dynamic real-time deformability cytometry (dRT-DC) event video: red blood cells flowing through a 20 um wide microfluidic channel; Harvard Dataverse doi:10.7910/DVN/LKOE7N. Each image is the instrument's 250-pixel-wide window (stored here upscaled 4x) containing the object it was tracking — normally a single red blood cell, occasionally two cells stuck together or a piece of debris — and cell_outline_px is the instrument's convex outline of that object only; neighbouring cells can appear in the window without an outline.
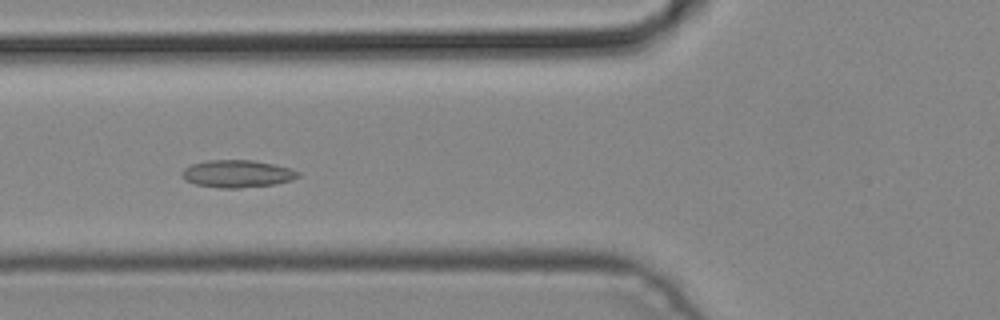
{"species": "common noctule bat (a hibernating species)", "species_latin": "Nyctalus noctula", "temperature_condition": "cold", "stored_images_in_passage": 4, "camera_frame_rate_fps": 3000, "um_per_image_px": 0.085, "animal": {"sex": "male", "body_mass_g": 19.2, "forearm_length_mm": 51.8}, "frame": {"image": 1, "passage_image": 4, "time_ms": 1.0, "image_size_px": [1000, 320], "cell_outline_px": [[300, 176], [292, 180], [276, 184], [240, 188], [220, 188], [196, 184], [184, 180], [184, 168], [192, 164], [208, 160], [252, 160], [272, 164], [288, 168], [300, 172]], "centroid_in_image_um": [20.19, 14.77], "position_along_channel_um": 105.6, "area_um2": 18.38}}